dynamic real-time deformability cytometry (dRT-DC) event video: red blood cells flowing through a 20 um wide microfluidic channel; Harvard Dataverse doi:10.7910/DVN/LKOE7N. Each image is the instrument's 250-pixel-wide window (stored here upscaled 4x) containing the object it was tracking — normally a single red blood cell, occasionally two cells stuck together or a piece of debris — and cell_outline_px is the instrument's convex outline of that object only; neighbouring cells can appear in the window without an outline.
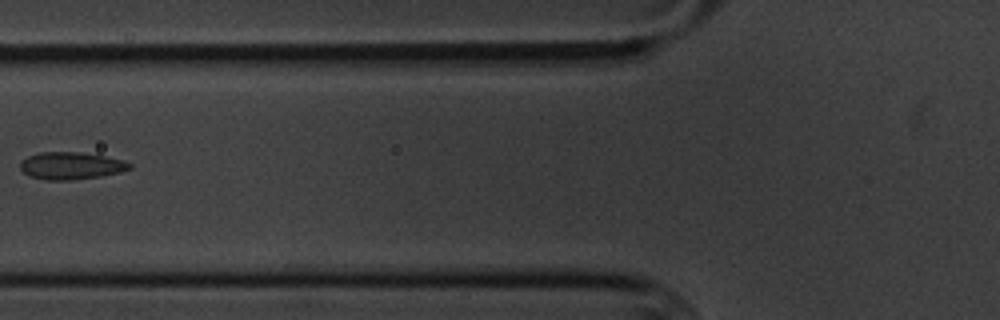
{"species": "common noctule bat (a hibernating species)", "species_latin": "Nyctalus noctula", "temperature_condition": "cold", "stored_images_in_passage": 7, "camera_frame_rate_fps": 3000, "um_per_image_px": 0.085, "animal": {"sex": "male", "body_mass_g": 20.1, "forearm_length_mm": 53.5}, "frame": {"image": 1, "passage_image": 7, "time_ms": 7.667, "image_size_px": [1000, 320], "cell_outline_px": [[132, 168], [120, 172], [100, 176], [68, 180], [48, 180], [32, 176], [24, 172], [20, 168], [20, 160], [28, 156], [40, 152], [80, 152], [104, 156], [124, 160], [132, 164]], "centroid_in_image_um": [6.05, 14.07], "position_along_channel_um": 119.8, "area_um2": 17.28}}